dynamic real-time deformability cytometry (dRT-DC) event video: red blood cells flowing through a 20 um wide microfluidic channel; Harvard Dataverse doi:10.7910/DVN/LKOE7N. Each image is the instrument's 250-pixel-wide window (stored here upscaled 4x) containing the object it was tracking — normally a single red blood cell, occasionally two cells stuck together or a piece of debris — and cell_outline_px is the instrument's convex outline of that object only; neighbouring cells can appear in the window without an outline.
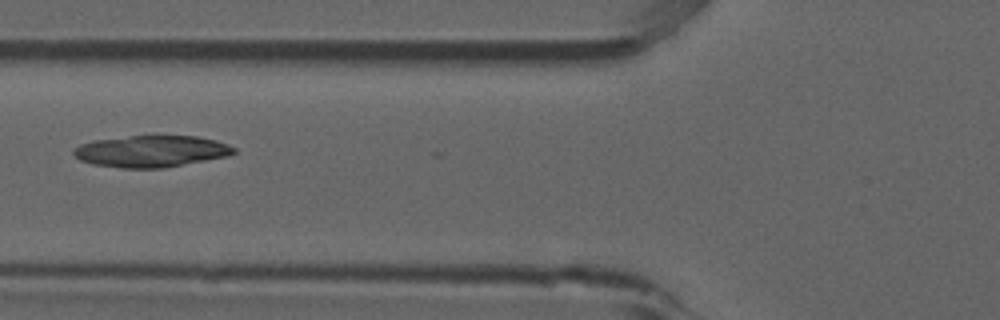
{"species": "common noctule bat (a hibernating species)", "species_latin": "Nyctalus noctula", "temperature_condition": "room temperature", "stored_images_in_passage": 5, "camera_frame_rate_fps": 3000, "um_per_image_px": 0.085, "animal": {"sex": "male", "forearm_length_mm": 52.5}, "frame": {"image": 1, "passage_image": 5, "time_ms": 1.333, "image_size_px": [1000, 320], "cell_outline_px": [[236, 152], [228, 156], [164, 168], [124, 168], [92, 164], [80, 160], [72, 152], [72, 148], [80, 144], [96, 140], [156, 132], [196, 136], [216, 140], [228, 144], [236, 148]], "centroid_in_image_um": [12.88, 12.81], "position_along_channel_um": 112.9, "area_um2": 30.58}}